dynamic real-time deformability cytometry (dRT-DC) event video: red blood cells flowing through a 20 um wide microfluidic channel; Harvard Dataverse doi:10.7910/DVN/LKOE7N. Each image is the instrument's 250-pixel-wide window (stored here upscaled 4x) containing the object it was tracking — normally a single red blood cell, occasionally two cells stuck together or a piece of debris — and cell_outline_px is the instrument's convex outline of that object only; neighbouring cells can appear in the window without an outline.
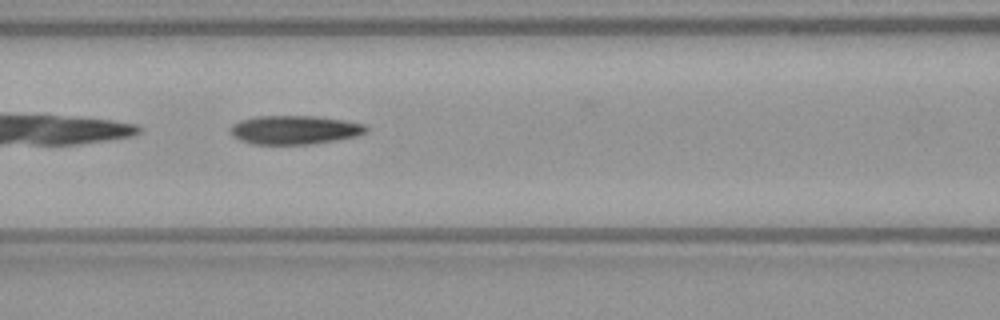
{"species": "common noctule bat (a hibernating species)", "species_latin": "Nyctalus noctula", "temperature_condition": "warm", "stored_images_in_passage": 35, "camera_frame_rate_fps": 3000, "um_per_image_px": 0.085, "animal": {"sex": "female", "body_mass_g": 21.9}, "frame": {"image": 1, "passage_image": 15, "time_ms": 4.667, "image_size_px": [1000, 320], "cell_outline_px": [[368, 132], [356, 136], [336, 140], [308, 144], [252, 144], [240, 140], [232, 136], [232, 124], [240, 120], [256, 116], [316, 116], [344, 120], [364, 124], [368, 128]], "centroid_in_image_um": [25.05, 11.03], "position_along_channel_um": 141.5, "area_um2": 22.72}}